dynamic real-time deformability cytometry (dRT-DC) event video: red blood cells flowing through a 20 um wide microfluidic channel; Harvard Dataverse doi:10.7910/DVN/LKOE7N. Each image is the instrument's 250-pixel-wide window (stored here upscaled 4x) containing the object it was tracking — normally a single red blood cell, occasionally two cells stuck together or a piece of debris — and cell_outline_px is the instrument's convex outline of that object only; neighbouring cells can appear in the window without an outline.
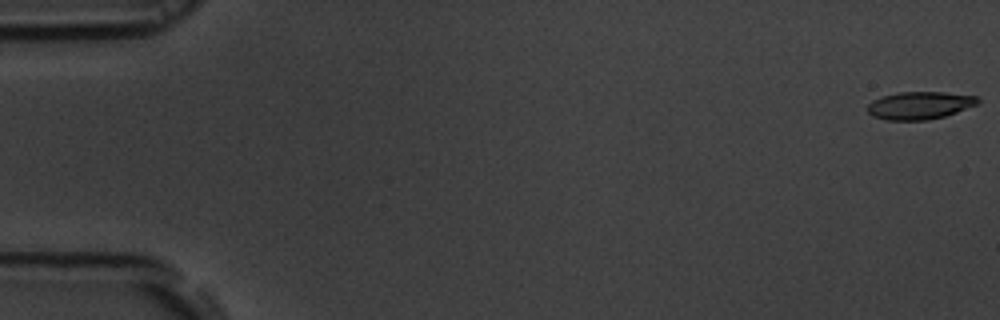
{"species": "common noctule bat (a hibernating species)", "species_latin": "Nyctalus noctula", "temperature_condition": "room temperature", "stored_images_in_passage": 13, "camera_frame_rate_fps": 3000, "um_per_image_px": 0.085, "animal": {"sex": "male", "body_mass_g": 19.5, "forearm_length_mm": 54.6}, "frame": {"image": 1, "passage_image": 1, "time_ms": 0.0, "image_size_px": [1000, 320], "cell_outline_px": [[980, 100], [976, 104], [956, 112], [944, 116], [928, 120], [884, 120], [872, 116], [868, 112], [868, 104], [872, 100], [880, 96], [900, 92], [944, 92], [976, 96]], "centroid_in_image_um": [78.12, 8.96], "position_along_channel_um": 6.9, "area_um2": 17.74}}